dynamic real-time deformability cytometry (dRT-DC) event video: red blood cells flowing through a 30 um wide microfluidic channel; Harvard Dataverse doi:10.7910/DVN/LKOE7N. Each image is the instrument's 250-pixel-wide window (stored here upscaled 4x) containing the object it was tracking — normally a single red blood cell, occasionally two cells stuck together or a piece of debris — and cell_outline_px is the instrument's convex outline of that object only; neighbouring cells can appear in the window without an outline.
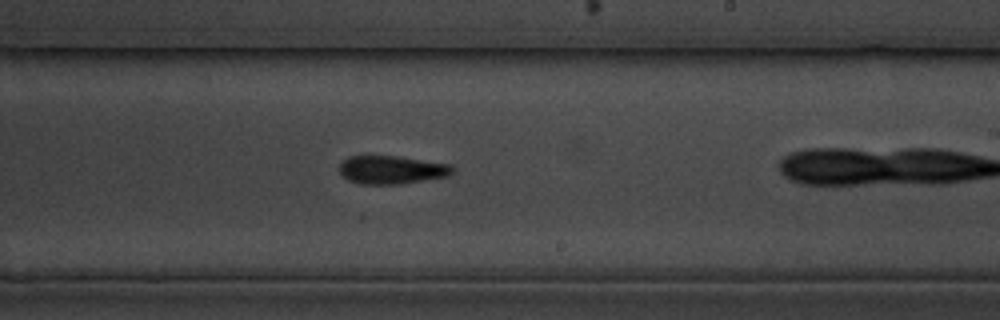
{"species": "common noctule bat (a hibernating species)", "species_latin": "Nyctalus noctula", "temperature_condition": "cold", "stored_images_in_passage": 40, "camera_frame_rate_fps": 3000, "um_per_image_px": 0.085, "animal": {"sex": "male", "body_mass_g": 19.5, "forearm_length_mm": 54.6}, "frame": {"image": 1, "passage_image": 29, "time_ms": 9.333, "image_size_px": [1000, 320], "cell_outline_px": [[456, 172], [448, 176], [400, 184], [360, 184], [348, 180], [340, 172], [340, 164], [348, 156], [396, 156], [452, 164], [456, 168]], "centroid_in_image_um": [33.35, 14.43], "position_along_channel_um": 255.7, "area_um2": 18.73}}